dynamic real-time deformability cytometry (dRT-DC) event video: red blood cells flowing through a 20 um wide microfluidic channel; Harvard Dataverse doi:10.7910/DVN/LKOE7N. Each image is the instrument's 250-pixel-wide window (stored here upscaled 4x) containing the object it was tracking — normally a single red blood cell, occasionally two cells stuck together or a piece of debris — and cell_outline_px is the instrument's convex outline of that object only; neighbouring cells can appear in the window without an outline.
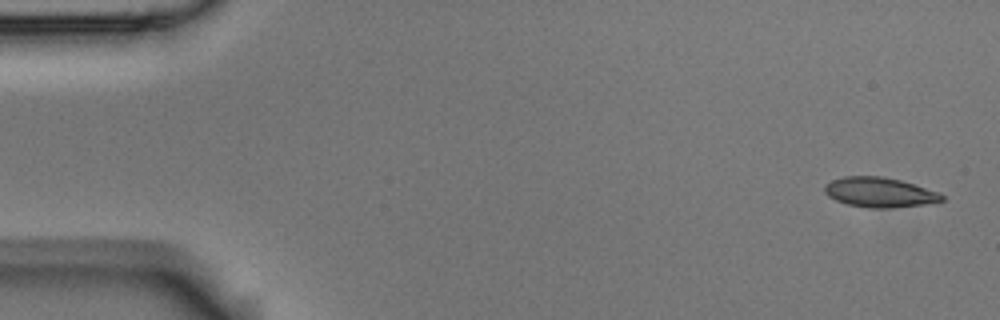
{"species": "Egyptian fruit bat (a non-hibernating species)", "species_latin": "Rousettus aegyptiacus", "temperature_condition": "room temperature", "stored_images_in_passage": 4, "camera_frame_rate_fps": 3000, "um_per_image_px": 0.085, "animal": {"sex": "male"}, "frame": {"image": 1, "passage_image": 1, "time_ms": 0.0, "image_size_px": [1000, 320], "cell_outline_px": [[944, 200], [924, 204], [892, 208], [868, 208], [848, 204], [836, 200], [828, 196], [824, 192], [824, 184], [832, 180], [844, 176], [884, 176], [900, 180], [940, 192], [944, 196]], "centroid_in_image_um": [74.75, 16.34], "position_along_channel_um": 10.2, "area_um2": 20.46}}
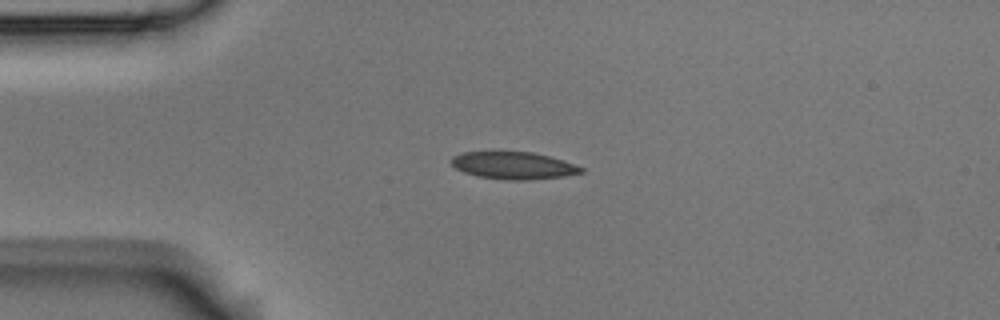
{"frame": {"image": 2, "passage_image": 4, "time_ms": 1.0, "image_size_px": [1000, 320], "cell_outline_px": [[584, 172], [564, 176], [524, 180], [512, 180], [476, 176], [464, 172], [456, 168], [448, 160], [452, 156], [464, 152], [532, 152], [564, 160], [584, 168]], "centroid_in_image_um": [43.63, 14.06], "position_along_channel_um": 41.4, "area_um2": 20.52}}